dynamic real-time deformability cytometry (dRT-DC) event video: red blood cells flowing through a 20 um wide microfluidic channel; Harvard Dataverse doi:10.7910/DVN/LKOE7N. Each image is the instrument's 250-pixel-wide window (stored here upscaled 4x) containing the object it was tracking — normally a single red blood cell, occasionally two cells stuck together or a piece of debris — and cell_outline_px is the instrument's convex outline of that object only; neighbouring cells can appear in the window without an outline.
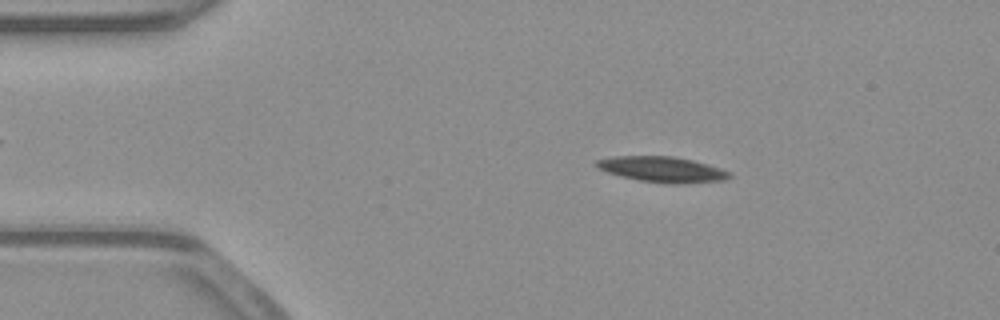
{"species": "common noctule bat (a hibernating species)", "species_latin": "Nyctalus noctula", "temperature_condition": "warm", "stored_images_in_passage": 53, "camera_frame_rate_fps": 3000, "um_per_image_px": 0.085, "animal": {"sex": "male", "body_mass_g": 23.1, "forearm_length_mm": 52.7}, "frame": {"image": 1, "passage_image": 9, "time_ms": 2.667, "image_size_px": [1000, 320], "cell_outline_px": [[732, 176], [724, 180], [684, 184], [668, 184], [640, 180], [620, 176], [608, 172], [600, 168], [596, 164], [596, 160], [612, 156], [672, 156], [692, 160], [708, 164], [732, 172]], "centroid_in_image_um": [56.34, 14.4], "position_along_channel_um": 28.7, "area_um2": 19.83}}
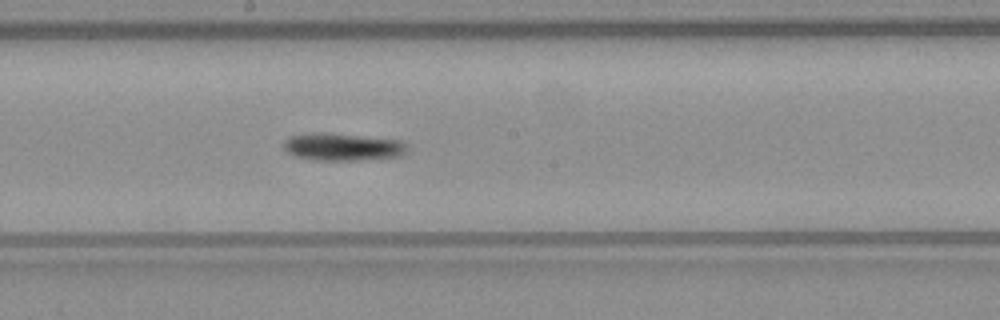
{"frame": {"image": 2, "passage_image": 28, "time_ms": 9.0, "image_size_px": [1000, 320], "cell_outline_px": [[408, 152], [400, 156], [356, 160], [312, 160], [296, 156], [288, 152], [284, 148], [284, 140], [288, 136], [312, 132], [328, 132], [400, 140], [408, 144]], "centroid_in_image_um": [29.13, 12.47], "position_along_channel_um": 219.1, "area_um2": 20.06}}
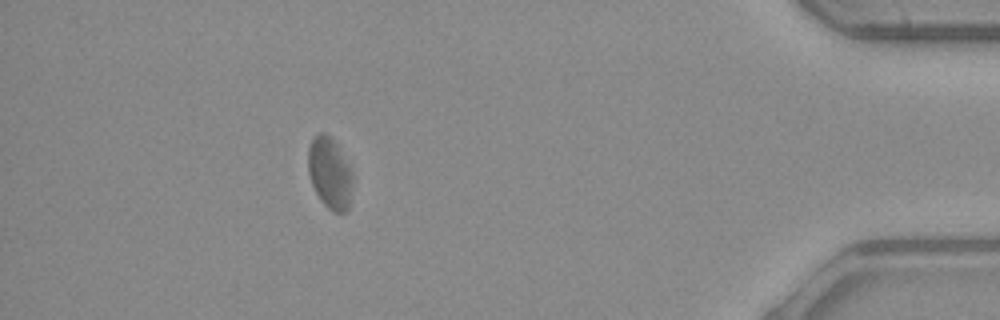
{"frame": {"image": 3, "passage_image": 47, "time_ms": 15.333, "image_size_px": [1000, 320], "cell_outline_px": [[352, 184], [348, 212], [336, 212], [328, 208], [320, 200], [312, 184], [308, 172], [308, 148], [312, 140], [320, 132], [324, 132], [336, 144], [348, 164], [352, 172]], "centroid_in_image_um": [28.03, 14.74], "position_along_channel_um": 407.2, "area_um2": 18.26}, "authors_computed_cell_mechanics": {"area_um2": 19.5942, "velocity_mm_per_s": 3.8725, "shape_relaxation_time_tau1_ms": 8.4683, "shape_relaxation_time_tau2_ms": null, "deformation_change_tau1": 0.1787, "deformation_change_tau2": null}}